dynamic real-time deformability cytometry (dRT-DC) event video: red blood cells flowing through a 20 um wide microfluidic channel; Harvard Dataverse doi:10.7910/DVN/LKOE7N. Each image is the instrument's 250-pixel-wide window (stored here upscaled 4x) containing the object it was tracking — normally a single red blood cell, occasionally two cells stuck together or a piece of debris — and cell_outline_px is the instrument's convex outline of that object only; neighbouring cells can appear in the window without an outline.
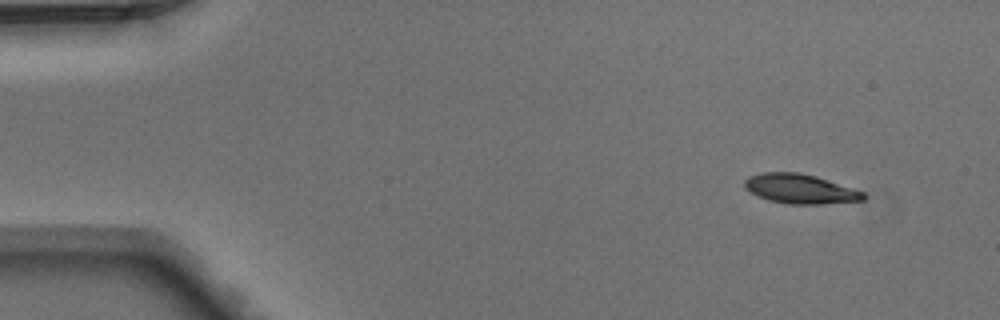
{"species": "Egyptian fruit bat (a non-hibernating species)", "species_latin": "Rousettus aegyptiacus", "temperature_condition": "warm", "stored_images_in_passage": 7, "camera_frame_rate_fps": 3000, "um_per_image_px": 0.085, "animal": {"sex": "male"}, "frame": {"image": 1, "passage_image": 1, "time_ms": 0.0, "image_size_px": [1000, 320], "cell_outline_px": [[868, 196], [864, 200], [820, 204], [788, 204], [768, 200], [744, 188], [744, 180], [748, 176], [764, 172], [800, 172], [816, 176], [864, 192]], "centroid_in_image_um": [68.02, 16.05], "position_along_channel_um": 17.0, "area_um2": 20.4}}
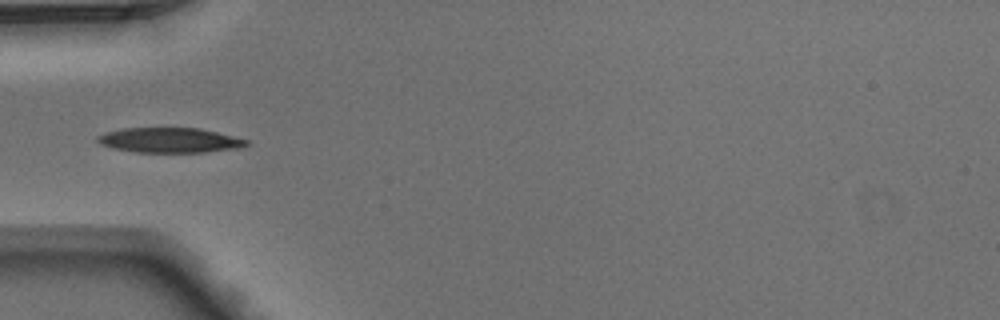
{"frame": {"image": 2, "passage_image": 4, "time_ms": 1.0, "image_size_px": [1000, 320], "cell_outline_px": [[252, 144], [240, 148], [204, 152], [136, 152], [112, 148], [100, 144], [96, 140], [96, 136], [104, 132], [124, 128], [200, 128], [248, 140]], "centroid_in_image_um": [14.41, 11.92], "position_along_channel_um": 70.6, "area_um2": 21.73}}
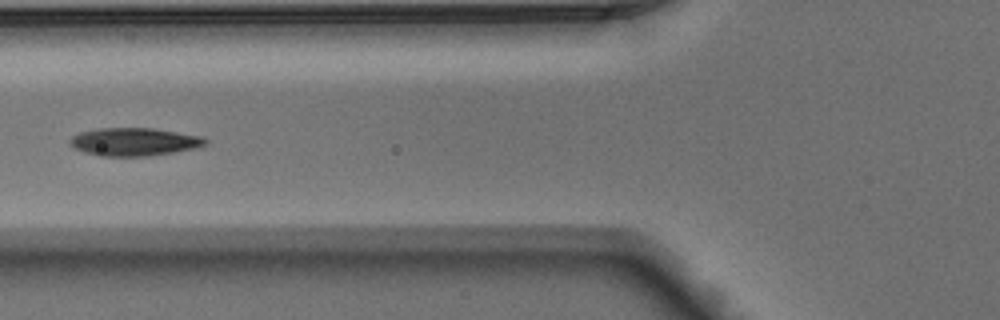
{"frame": {"image": 3, "passage_image": 5, "time_ms": 1.333, "image_size_px": [1000, 320], "cell_outline_px": [[208, 144], [196, 148], [172, 152], [144, 156], [100, 156], [84, 152], [68, 144], [68, 140], [72, 136], [80, 132], [96, 128], [152, 128], [204, 136], [208, 140]], "centroid_in_image_um": [11.41, 12.04], "position_along_channel_um": 114.4, "area_um2": 22.2}}